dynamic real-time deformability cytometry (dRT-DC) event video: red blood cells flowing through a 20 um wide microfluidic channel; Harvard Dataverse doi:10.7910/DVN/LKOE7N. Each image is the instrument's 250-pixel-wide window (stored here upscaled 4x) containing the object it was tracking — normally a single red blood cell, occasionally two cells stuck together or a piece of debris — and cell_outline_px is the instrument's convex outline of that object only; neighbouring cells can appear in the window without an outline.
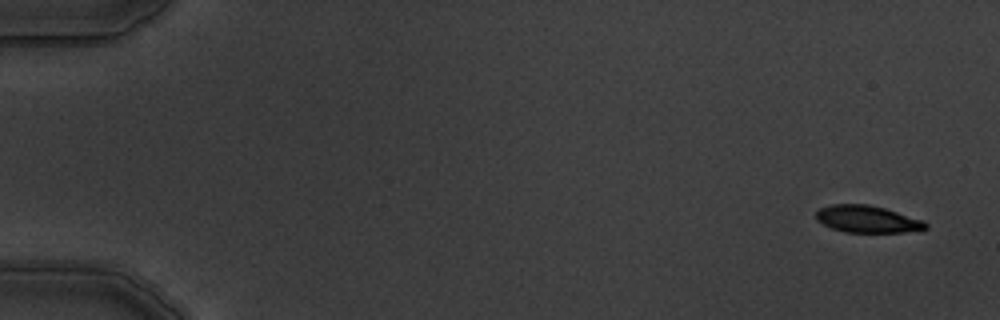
{"species": "common noctule bat (a hibernating species)", "species_latin": "Nyctalus noctula", "temperature_condition": "warm", "stored_images_in_passage": 5, "camera_frame_rate_fps": 3000, "um_per_image_px": 0.085, "animal": {"sex": "male", "body_mass_g": 19.5, "forearm_length_mm": 54.6}, "frame": {"image": 1, "passage_image": 1, "time_ms": 0.0, "image_size_px": [1000, 320], "cell_outline_px": [[928, 228], [904, 232], [844, 232], [832, 228], [816, 220], [816, 212], [820, 208], [832, 204], [868, 204], [884, 208], [924, 220], [928, 224]], "centroid_in_image_um": [73.72, 18.62], "position_along_channel_um": 11.3, "area_um2": 17.22}}